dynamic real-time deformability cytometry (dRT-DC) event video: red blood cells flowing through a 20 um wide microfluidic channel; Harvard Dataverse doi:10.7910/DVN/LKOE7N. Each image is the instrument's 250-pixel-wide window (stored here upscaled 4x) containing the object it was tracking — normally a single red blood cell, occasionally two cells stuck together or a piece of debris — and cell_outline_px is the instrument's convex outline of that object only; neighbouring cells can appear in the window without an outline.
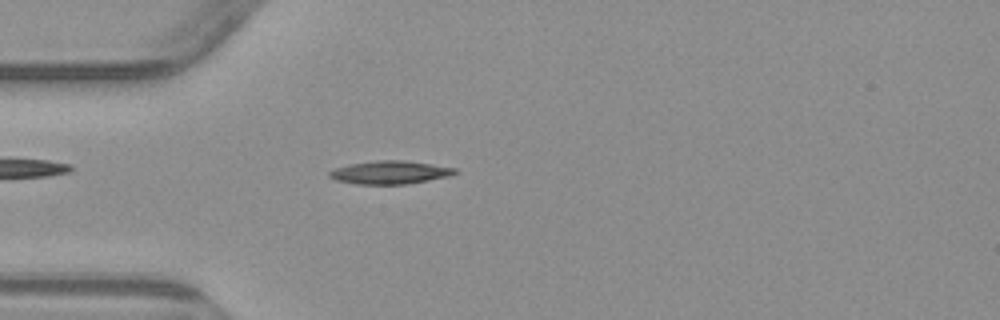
{"species": "common noctule bat (a hibernating species)", "species_latin": "Nyctalus noctula", "temperature_condition": "warm", "stored_images_in_passage": 4, "camera_frame_rate_fps": 3000, "um_per_image_px": 0.085, "animal": {"sex": "male", "body_mass_g": 23.1, "forearm_length_mm": 52.7}, "frame": {"image": 1, "passage_image": 4, "time_ms": 3.333, "image_size_px": [1000, 320], "cell_outline_px": [[456, 172], [448, 176], [408, 184], [356, 184], [336, 180], [328, 176], [328, 172], [336, 168], [352, 164], [376, 160], [404, 160], [432, 164], [456, 168]], "centroid_in_image_um": [33.13, 14.65], "position_along_channel_um": 51.9, "area_um2": 16.76}}